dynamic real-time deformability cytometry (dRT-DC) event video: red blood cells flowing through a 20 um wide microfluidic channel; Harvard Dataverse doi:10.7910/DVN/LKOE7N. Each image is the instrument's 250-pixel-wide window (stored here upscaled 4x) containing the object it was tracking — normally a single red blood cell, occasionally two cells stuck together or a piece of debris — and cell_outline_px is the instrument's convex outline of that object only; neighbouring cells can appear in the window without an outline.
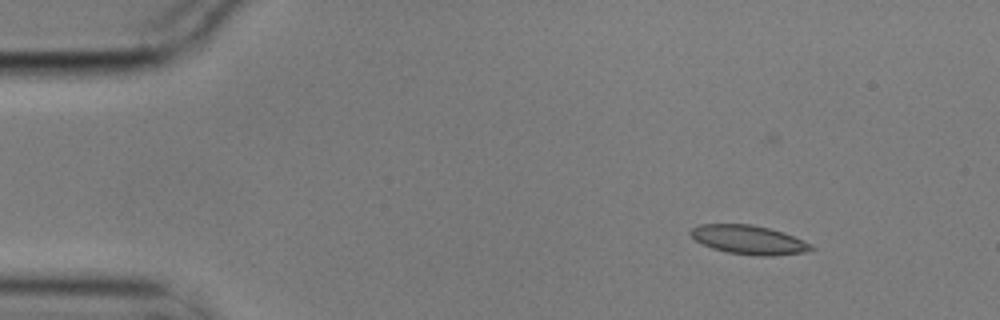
{"species": "common noctule bat (a hibernating species)", "species_latin": "Nyctalus noctula", "temperature_condition": "cold", "stored_images_in_passage": 4, "camera_frame_rate_fps": 3000, "um_per_image_px": 0.085, "animal": {"sex": "male", "body_mass_g": 17.9}, "frame": {"image": 1, "passage_image": 3, "time_ms": 0.667, "image_size_px": [1000, 320], "cell_outline_px": [[816, 248], [804, 252], [776, 256], [760, 256], [728, 252], [712, 248], [696, 240], [688, 232], [692, 228], [700, 224], [752, 224], [784, 232], [804, 240], [812, 244]], "centroid_in_image_um": [63.68, 20.38], "position_along_channel_um": 21.3, "area_um2": 20.35}}